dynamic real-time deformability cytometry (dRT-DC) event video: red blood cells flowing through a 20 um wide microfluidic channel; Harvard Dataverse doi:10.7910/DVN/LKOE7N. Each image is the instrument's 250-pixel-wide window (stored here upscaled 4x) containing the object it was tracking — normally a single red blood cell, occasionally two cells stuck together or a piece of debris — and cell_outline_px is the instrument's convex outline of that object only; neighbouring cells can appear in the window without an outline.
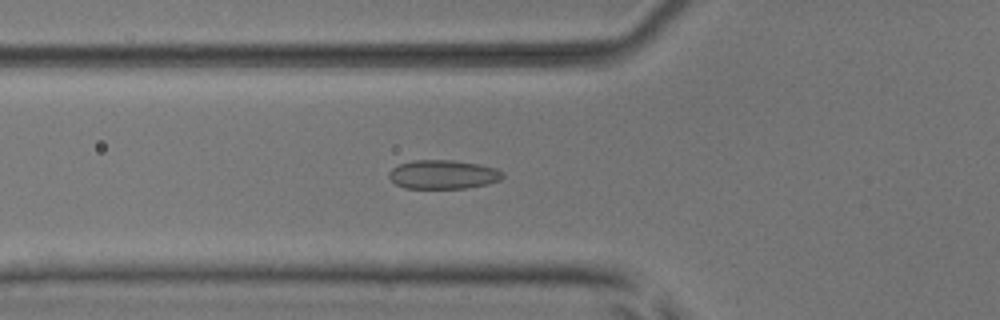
{"species": "common noctule bat (a hibernating species)", "species_latin": "Nyctalus noctula", "temperature_condition": "room temperature", "stored_images_in_passage": 53, "camera_frame_rate_fps": 3000, "um_per_image_px": 0.085, "animal": {"sex": "male", "body_mass_g": 17.9, "forearm_length_mm": 54.2}, "frame": {"image": 1, "passage_image": 20, "time_ms": 6.333, "image_size_px": [1000, 320], "cell_outline_px": [[504, 176], [500, 180], [488, 184], [468, 188], [404, 188], [396, 184], [388, 176], [388, 172], [392, 168], [400, 164], [412, 160], [452, 160], [480, 164], [496, 168]], "centroid_in_image_um": [37.66, 14.83], "position_along_channel_um": 88.1, "area_um2": 19.19}}
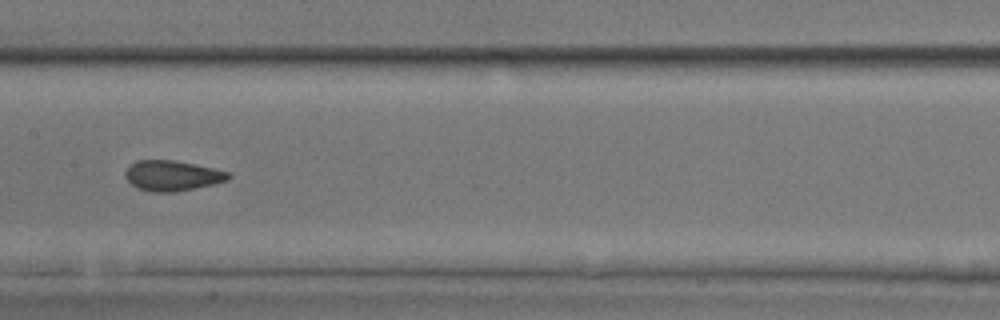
{"frame": {"image": 2, "passage_image": 28, "time_ms": 9.0, "image_size_px": [1000, 320], "cell_outline_px": [[232, 176], [228, 180], [196, 188], [176, 192], [152, 192], [136, 188], [124, 176], [124, 172], [136, 160], [176, 160], [196, 164], [228, 172]], "centroid_in_image_um": [14.63, 14.93], "position_along_channel_um": 192.8, "area_um2": 18.26}}
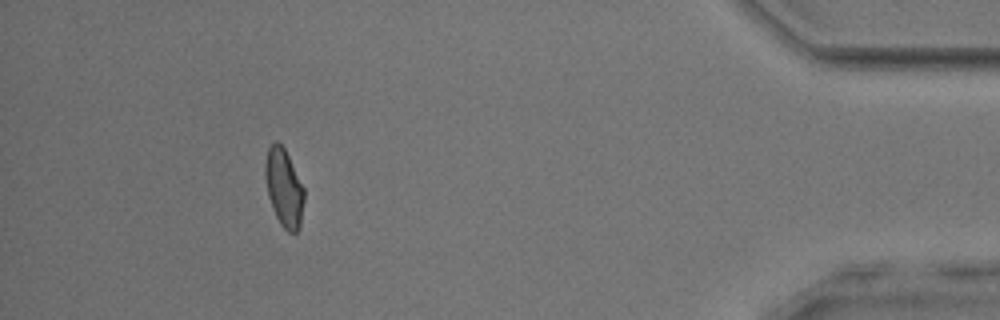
{"frame": {"image": 3, "passage_image": 49, "time_ms": 16.0, "image_size_px": [1000, 320], "cell_outline_px": [[304, 200], [300, 228], [296, 232], [288, 232], [280, 224], [272, 208], [268, 196], [264, 176], [264, 164], [268, 148], [276, 140], [284, 148], [304, 188]], "centroid_in_image_um": [24.12, 15.98], "position_along_channel_um": 411.1, "area_um2": 17.69}, "authors_computed_cell_mechanics": {"area_um2": 18.3226, "velocity_mm_per_s": 3.917, "shape_relaxation_time_tau1_ms": null, "shape_relaxation_time_tau2_ms": 1.0088, "deformation_change_tau1": null, "deformation_change_tau2": 0.0657}}